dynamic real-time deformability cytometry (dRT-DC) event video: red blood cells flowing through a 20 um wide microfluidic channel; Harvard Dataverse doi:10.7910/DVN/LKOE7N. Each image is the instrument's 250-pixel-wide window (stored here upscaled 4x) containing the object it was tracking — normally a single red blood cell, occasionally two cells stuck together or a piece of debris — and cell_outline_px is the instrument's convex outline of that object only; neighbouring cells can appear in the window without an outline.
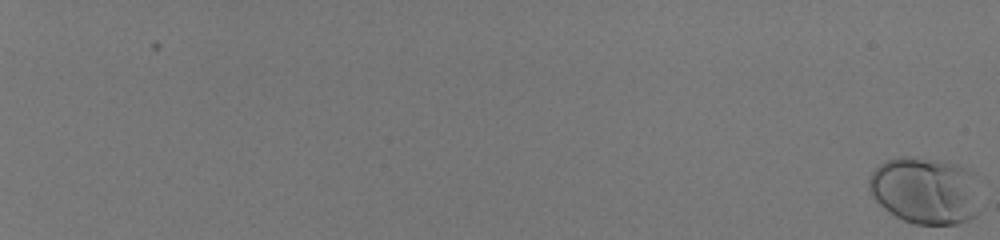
{"species": "human", "species_latin": "Homo sapiens", "temperature_condition": "room temperature", "stored_images_in_passage": 59, "camera_frame_rate_fps": 3000, "um_per_image_px": 0.085, "donor": {"sex": "male"}, "frame": {"image": 1, "passage_image": 1, "time_ms": 0.0, "image_size_px": [1000, 240], "cell_outline_px": [[976, 216], [968, 220], [956, 224], [916, 224], [904, 220], [896, 216], [884, 208], [872, 196], [868, 188], [868, 180], [872, 172], [884, 160], [904, 156], [908, 156], [940, 160], [956, 164], [976, 172]], "centroid_in_image_um": [78.63, 16.17], "position_along_channel_um": 6.4, "area_um2": 43.52}}
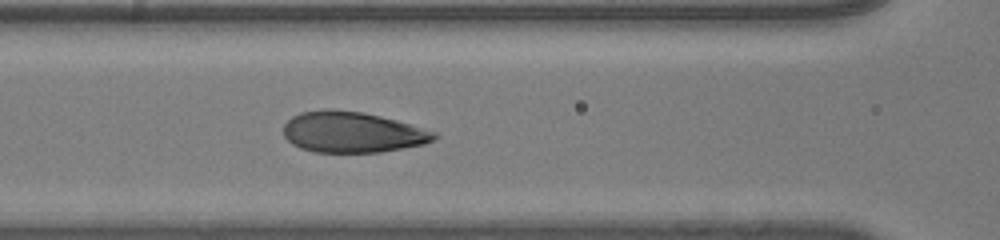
{"frame": {"image": 2, "passage_image": 34, "time_ms": 11.0, "image_size_px": [1000, 240], "cell_outline_px": [[440, 136], [424, 144], [404, 148], [380, 152], [316, 152], [300, 148], [292, 144], [284, 136], [284, 124], [292, 116], [300, 112], [324, 108], [332, 108], [364, 112], [396, 120], [436, 132]], "centroid_in_image_um": [29.92, 11.22], "position_along_channel_um": 136.7, "area_um2": 36.07}}
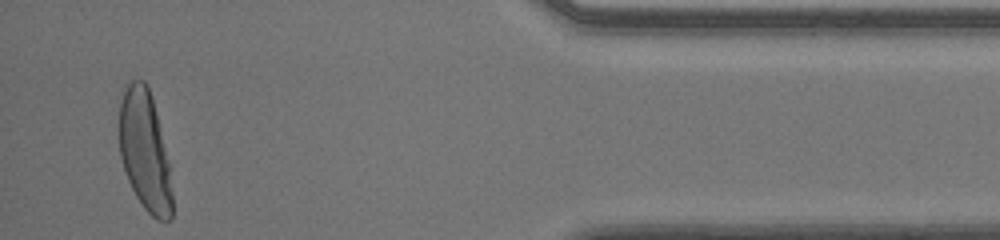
{"frame": {"image": 3, "passage_image": 58, "time_ms": 19.0, "image_size_px": [1000, 240], "cell_outline_px": [[172, 216], [168, 220], [156, 220], [144, 208], [136, 196], [128, 180], [120, 156], [120, 104], [124, 88], [132, 80], [144, 80], [148, 84], [156, 112], [168, 164], [172, 192]], "centroid_in_image_um": [12.3, 12.83], "position_along_channel_um": 422.9, "area_um2": 36.47}, "authors_computed_cell_mechanics": {"area_um2": 37.3388, "velocity_mm_per_s": 4.0714, "shape_relaxation_time_tau1_ms": 4.3279, "shape_relaxation_time_tau2_ms": null, "deformation_change_tau1": 0.1923, "deformation_change_tau2": null}}